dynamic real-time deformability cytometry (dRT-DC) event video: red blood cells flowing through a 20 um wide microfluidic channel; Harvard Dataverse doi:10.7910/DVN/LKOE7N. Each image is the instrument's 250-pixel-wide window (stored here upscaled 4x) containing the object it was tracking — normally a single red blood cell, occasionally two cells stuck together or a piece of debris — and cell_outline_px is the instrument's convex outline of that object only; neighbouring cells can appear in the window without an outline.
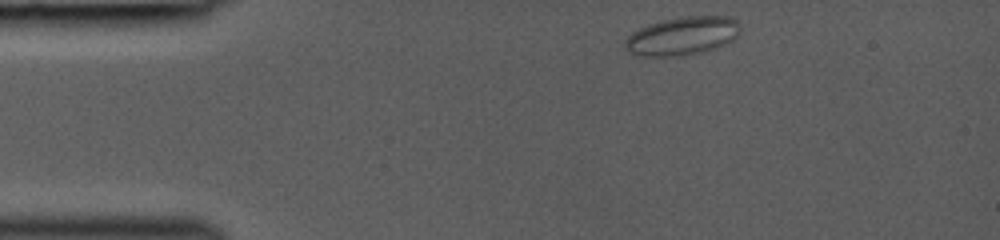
{"species": "common noctule bat (a hibernating species)", "species_latin": "Nyctalus noctula", "temperature_condition": "room temperature", "stored_images_in_passage": 40, "camera_frame_rate_fps": 3000, "um_per_image_px": 0.085, "animal": {"sex": "female", "body_mass_g": 19.0, "forearm_length_mm": 53.3}, "frame": {"image": 1, "passage_image": 1, "time_ms": 0.0, "image_size_px": [1000, 240], "cell_outline_px": [[740, 32], [732, 40], [716, 48], [704, 52], [680, 56], [636, 56], [628, 52], [624, 48], [624, 40], [632, 32], [648, 24], [660, 20], [688, 16], [732, 16], [736, 20], [740, 28]], "centroid_in_image_um": [57.97, 3.06], "position_along_channel_um": 27.0, "area_um2": 26.07}}
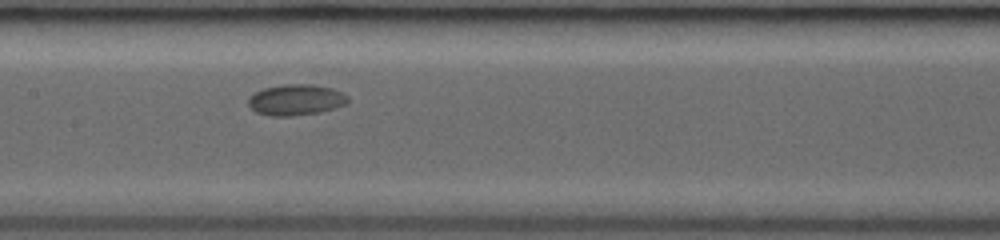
{"frame": {"image": 2, "passage_image": 19, "time_ms": 5.333, "image_size_px": [1000, 240], "cell_outline_px": [[348, 104], [336, 108], [320, 112], [292, 116], [272, 116], [256, 112], [248, 104], [248, 100], [256, 92], [264, 88], [284, 84], [312, 84], [332, 88], [348, 96]], "centroid_in_image_um": [25.19, 8.49], "position_along_channel_um": 182.2, "area_um2": 17.92}}
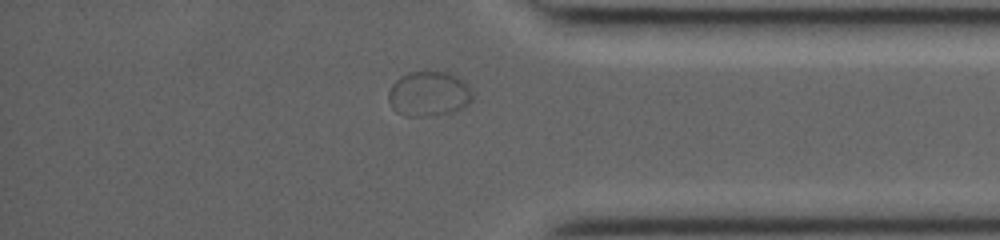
{"frame": {"image": 3, "passage_image": 35, "time_ms": 10.667, "image_size_px": [1000, 240], "cell_outline_px": [[472, 100], [464, 108], [456, 112], [424, 116], [404, 116], [396, 112], [392, 108], [388, 100], [388, 92], [392, 84], [400, 76], [408, 72], [452, 72], [468, 84], [472, 92]], "centroid_in_image_um": [36.46, 7.98], "position_along_channel_um": 398.7, "area_um2": 22.37}}